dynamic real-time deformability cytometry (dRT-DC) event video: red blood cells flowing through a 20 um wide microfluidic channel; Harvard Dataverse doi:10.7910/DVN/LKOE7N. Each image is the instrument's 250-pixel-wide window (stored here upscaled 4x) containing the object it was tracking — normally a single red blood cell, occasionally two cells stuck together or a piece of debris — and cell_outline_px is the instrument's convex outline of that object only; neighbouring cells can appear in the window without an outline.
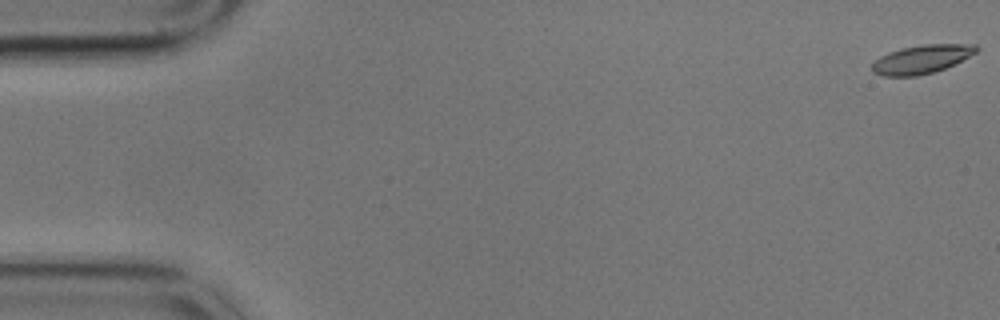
{"species": "common noctule bat (a hibernating species)", "species_latin": "Nyctalus noctula", "temperature_condition": "cold", "stored_images_in_passage": 56, "camera_frame_rate_fps": 3000, "um_per_image_px": 0.085, "animal": {"sex": "male", "body_mass_g": 17.9}, "frame": {"image": 1, "passage_image": 1, "time_ms": 0.0, "image_size_px": [1000, 320], "cell_outline_px": [[980, 48], [976, 52], [944, 68], [932, 72], [916, 76], [884, 76], [872, 72], [872, 64], [880, 56], [888, 52], [900, 48], [924, 44], [976, 44]], "centroid_in_image_um": [78.31, 5.02], "position_along_channel_um": 6.7, "area_um2": 17.17}}
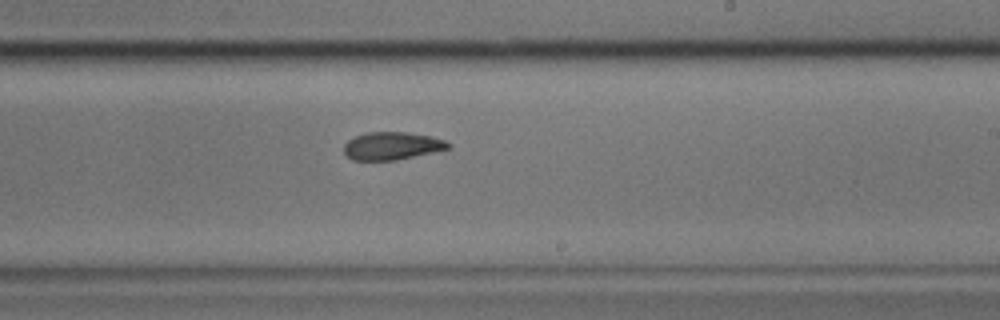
{"frame": {"image": 2, "passage_image": 35, "time_ms": 11.333, "image_size_px": [1000, 320], "cell_outline_px": [[452, 148], [396, 160], [352, 160], [344, 152], [344, 144], [352, 136], [368, 132], [408, 132], [432, 136], [444, 140], [452, 144]], "centroid_in_image_um": [33.33, 12.39], "position_along_channel_um": 255.7, "area_um2": 17.05}}
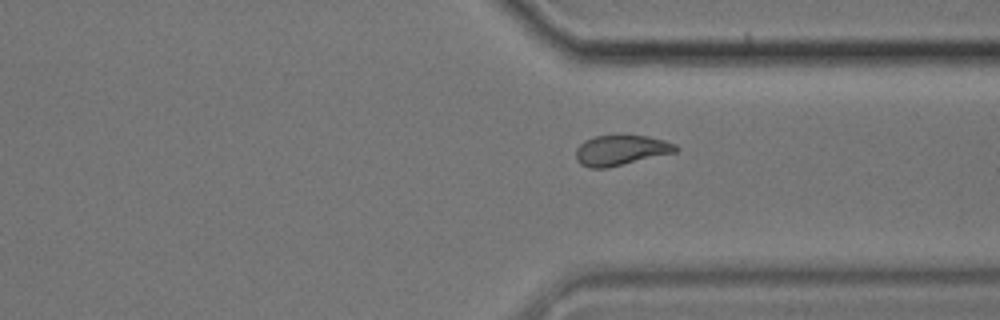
{"frame": {"image": 3, "passage_image": 44, "time_ms": 14.333, "image_size_px": [1000, 320], "cell_outline_px": [[680, 148], [676, 152], [604, 168], [588, 168], [580, 164], [576, 160], [576, 148], [584, 140], [596, 136], [620, 132], [648, 136], [664, 140], [676, 144]], "centroid_in_image_um": [52.76, 12.71], "position_along_channel_um": 358.6, "area_um2": 18.15}}